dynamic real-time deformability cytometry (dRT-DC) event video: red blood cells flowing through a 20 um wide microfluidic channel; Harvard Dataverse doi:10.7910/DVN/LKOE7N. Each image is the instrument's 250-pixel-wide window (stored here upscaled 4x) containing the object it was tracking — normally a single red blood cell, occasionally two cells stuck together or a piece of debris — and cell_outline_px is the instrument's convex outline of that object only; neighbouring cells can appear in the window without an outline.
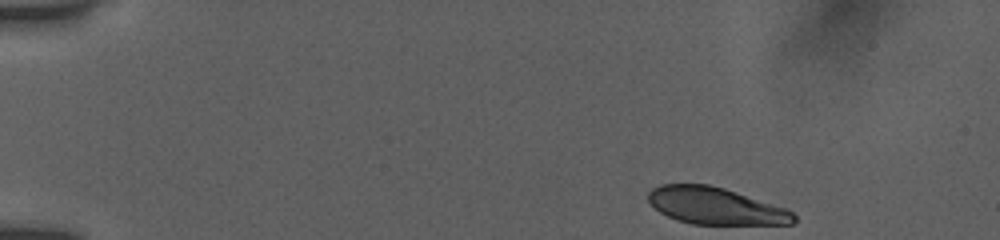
{"species": "human", "species_latin": "Homo sapiens", "temperature_condition": "room temperature", "stored_images_in_passage": 47, "camera_frame_rate_fps": 3000, "um_per_image_px": 0.085, "donor": {"sex": "female"}, "frame": {"image": 1, "passage_image": 1, "time_ms": 0.0, "image_size_px": [1000, 240], "cell_outline_px": [[796, 220], [792, 224], [692, 224], [676, 220], [660, 212], [648, 200], [648, 192], [652, 188], [660, 184], [708, 184], [724, 188], [788, 208], [796, 216]], "centroid_in_image_um": [60.83, 17.5], "position_along_channel_um": 24.2, "area_um2": 31.39}}
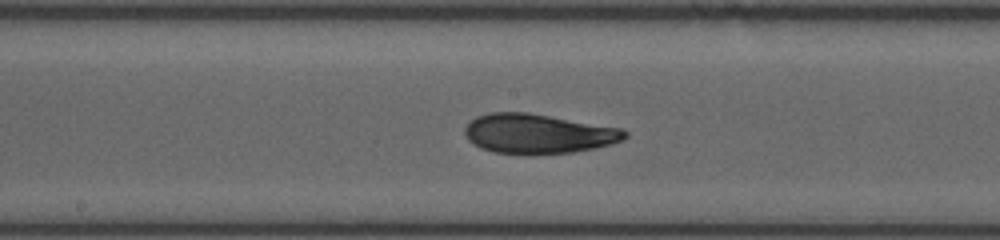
{"frame": {"image": 2, "passage_image": 23, "time_ms": 7.333, "image_size_px": [1000, 240], "cell_outline_px": [[628, 136], [624, 140], [612, 144], [596, 148], [572, 152], [532, 156], [524, 156], [496, 152], [480, 148], [468, 140], [464, 132], [464, 128], [476, 116], [488, 112], [528, 112], [624, 128], [628, 132]], "centroid_in_image_um": [45.77, 11.38], "position_along_channel_um": 202.4, "area_um2": 37.8}}
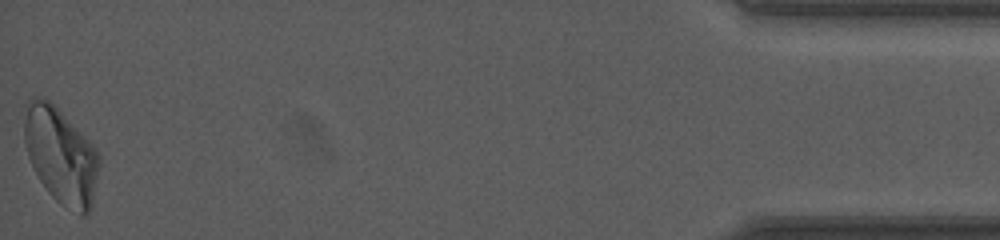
{"frame": {"image": 3, "passage_image": 47, "time_ms": 15.333, "image_size_px": [1000, 240], "cell_outline_px": [[100, 164], [92, 200], [88, 212], [84, 216], [80, 216], [60, 204], [48, 192], [40, 180], [28, 156], [24, 140], [20, 112], [24, 104], [32, 96], [36, 96], [48, 100], [96, 148], [100, 156]], "centroid_in_image_um": [5.11, 13.19], "position_along_channel_um": 430.1, "area_um2": 42.08}, "authors_computed_cell_mechanics": {"area_um2": 36.992, "velocity_mm_per_s": 3.8887, "shape_relaxation_time_tau1_ms": 10.0094, "shape_relaxation_time_tau2_ms": 1.7487, "deformation_change_tau1": 0.2527, "deformation_change_tau2": 0.0559}}